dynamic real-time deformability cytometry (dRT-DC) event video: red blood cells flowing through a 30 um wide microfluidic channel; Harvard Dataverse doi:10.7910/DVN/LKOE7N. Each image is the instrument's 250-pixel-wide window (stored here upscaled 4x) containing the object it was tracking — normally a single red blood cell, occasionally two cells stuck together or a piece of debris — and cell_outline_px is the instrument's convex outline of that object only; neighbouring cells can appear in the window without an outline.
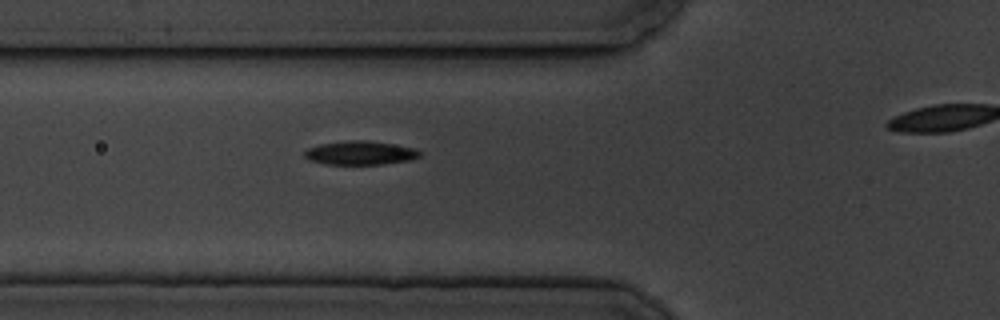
{"species": "common noctule bat (a hibernating species)", "species_latin": "Nyctalus noctula", "temperature_condition": "cold", "stored_images_in_passage": 3, "segment_of_instrument_passage": [1, 2], "camera_frame_rate_fps": 3000, "um_per_image_px": 0.085, "animal": {"sex": "male", "body_mass_g": 19.5, "forearm_length_mm": 54.6}, "frame": {"image": 1, "passage_image": 2, "time_ms": 1.0, "image_size_px": [1000, 320], "cell_outline_px": [[424, 152], [420, 156], [412, 160], [384, 164], [324, 164], [308, 160], [304, 156], [304, 152], [308, 148], [320, 144], [348, 140], [364, 140], [392, 144], [416, 148]], "centroid_in_image_um": [30.65, 13.0], "position_along_channel_um": 95.1, "area_um2": 16.13}}